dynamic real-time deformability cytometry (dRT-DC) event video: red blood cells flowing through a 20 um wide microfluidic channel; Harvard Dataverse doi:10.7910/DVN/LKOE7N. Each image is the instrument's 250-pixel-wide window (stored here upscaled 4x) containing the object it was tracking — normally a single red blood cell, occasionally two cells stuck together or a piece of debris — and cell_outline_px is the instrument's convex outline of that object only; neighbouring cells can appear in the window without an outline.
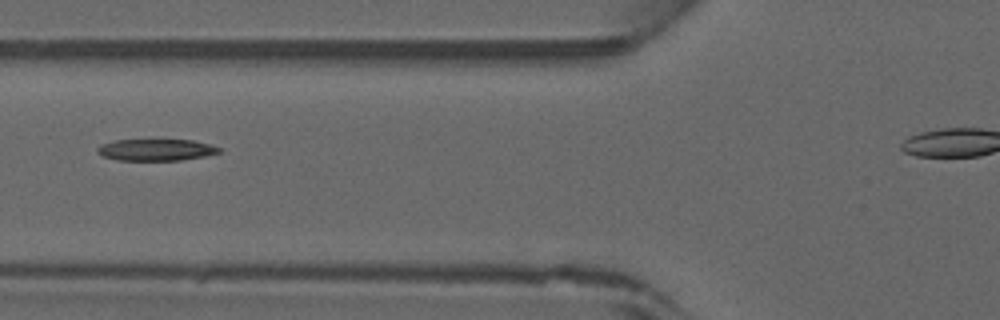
{"species": "common noctule bat (a hibernating species)", "species_latin": "Nyctalus noctula", "temperature_condition": "warm", "stored_images_in_passage": 28, "camera_frame_rate_fps": 3000, "um_per_image_px": 0.085, "animal": {"sex": "male", "forearm_length_mm": 52.5}, "frame": {"image": 1, "passage_image": 5, "time_ms": 1.333, "image_size_px": [1000, 320], "cell_outline_px": [[220, 152], [204, 156], [180, 160], [120, 160], [104, 156], [96, 152], [96, 148], [100, 144], [116, 140], [192, 140], [208, 144], [220, 148]], "centroid_in_image_um": [13.22, 12.73], "position_along_channel_um": 112.6, "area_um2": 15.14}}